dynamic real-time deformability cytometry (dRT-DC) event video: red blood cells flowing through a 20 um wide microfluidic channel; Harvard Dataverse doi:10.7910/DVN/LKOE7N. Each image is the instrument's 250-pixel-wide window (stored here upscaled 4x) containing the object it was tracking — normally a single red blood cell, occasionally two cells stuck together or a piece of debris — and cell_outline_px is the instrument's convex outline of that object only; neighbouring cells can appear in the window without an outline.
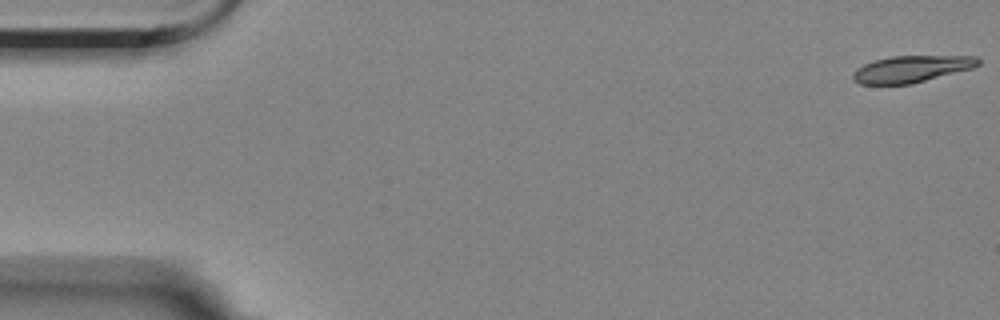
{"species": "Egyptian fruit bat (a non-hibernating species)", "species_latin": "Rousettus aegyptiacus", "temperature_condition": "room temperature", "stored_images_in_passage": 57, "camera_frame_rate_fps": 3000, "um_per_image_px": 0.085, "animal": {"sex": "female"}, "frame": {"image": 1, "passage_image": 1, "time_ms": 0.0, "image_size_px": [1000, 320], "cell_outline_px": [[980, 64], [972, 68], [912, 84], [860, 84], [852, 80], [852, 72], [856, 68], [864, 64], [876, 60], [892, 56], [976, 56], [980, 60]], "centroid_in_image_um": [77.45, 5.87], "position_along_channel_um": 7.6, "area_um2": 19.48}}
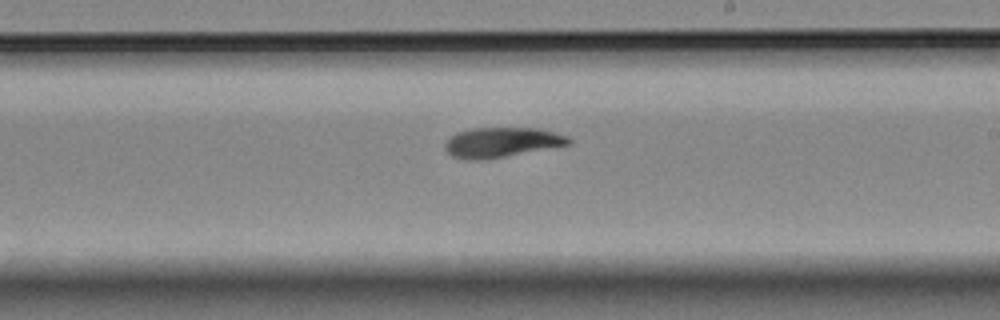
{"frame": {"image": 2, "passage_image": 33, "time_ms": 10.667, "image_size_px": [1000, 320], "cell_outline_px": [[572, 144], [484, 160], [464, 160], [452, 156], [444, 148], [444, 144], [456, 132], [472, 128], [536, 128], [568, 136], [572, 140]], "centroid_in_image_um": [42.63, 12.1], "position_along_channel_um": 246.4, "area_um2": 21.56}}
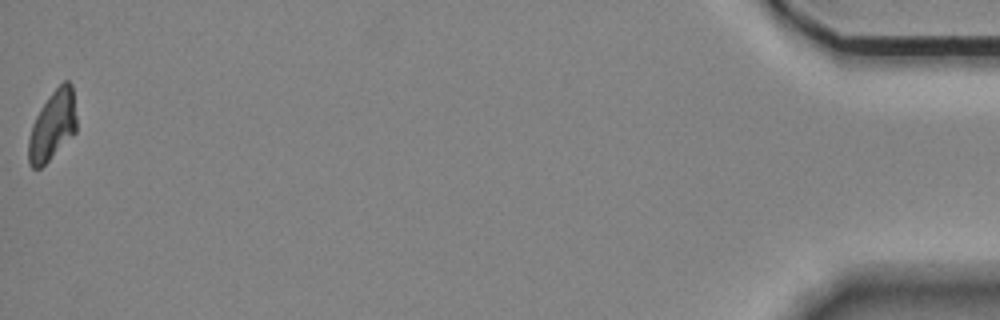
{"frame": {"image": 3, "passage_image": 57, "time_ms": 18.667, "image_size_px": [1000, 320], "cell_outline_px": [[76, 132], [40, 168], [32, 168], [28, 164], [28, 140], [32, 124], [40, 108], [48, 96], [64, 80], [68, 80], [72, 84], [76, 116]], "centroid_in_image_um": [4.45, 10.66], "position_along_channel_um": 430.7, "area_um2": 19.36}, "authors_computed_cell_mechanics": {"area_um2": 20.9814, "velocity_mm_per_s": 3.5041, "shape_relaxation_time_tau1_ms": 4.2998, "shape_relaxation_time_tau2_ms": 10.0422, "deformation_change_tau1": 0.1518, "deformation_change_tau2": 0.1402}}